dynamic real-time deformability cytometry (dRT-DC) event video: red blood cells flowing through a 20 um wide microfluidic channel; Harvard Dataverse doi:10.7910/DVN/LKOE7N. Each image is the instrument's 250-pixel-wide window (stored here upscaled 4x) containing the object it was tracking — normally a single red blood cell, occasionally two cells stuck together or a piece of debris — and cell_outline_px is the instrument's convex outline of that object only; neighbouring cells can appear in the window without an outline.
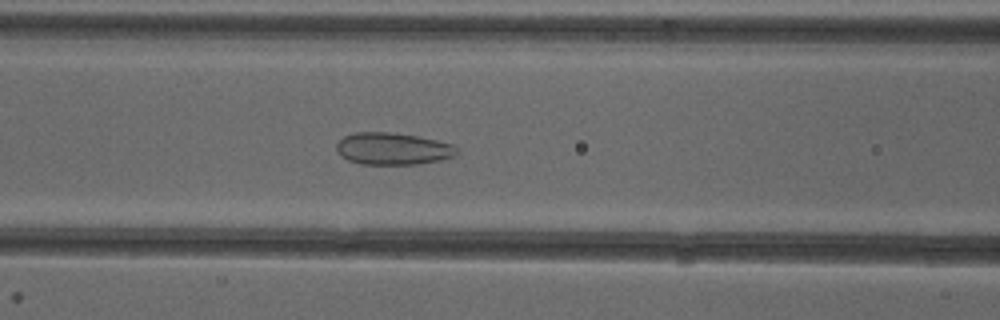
{"species": "common noctule bat (a hibernating species)", "species_latin": "Nyctalus noctula", "temperature_condition": "cold", "stored_images_in_passage": 32, "camera_frame_rate_fps": 3000, "um_per_image_px": 0.085, "animal": {"sex": "female"}, "frame": {"image": 1, "passage_image": 6, "time_ms": 1.667, "image_size_px": [1000, 320], "cell_outline_px": [[460, 152], [456, 156], [440, 160], [420, 164], [360, 164], [348, 160], [340, 156], [336, 148], [336, 144], [344, 136], [356, 132], [392, 132], [420, 136], [452, 144], [460, 148]], "centroid_in_image_um": [33.43, 12.64], "position_along_channel_um": 133.2, "area_um2": 22.83}}
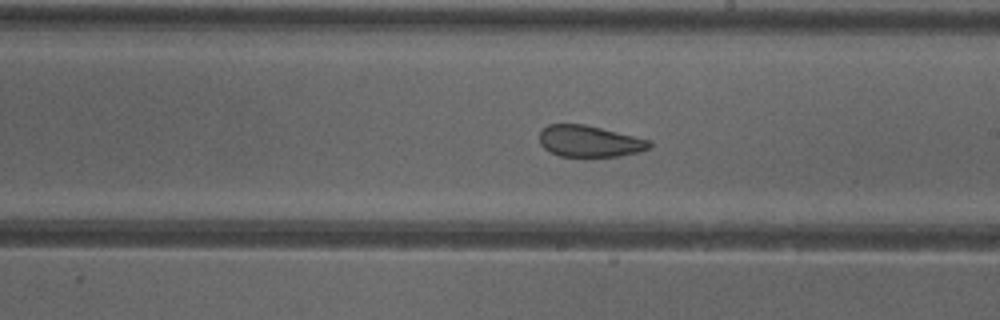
{"frame": {"image": 2, "passage_image": 14, "time_ms": 4.333, "image_size_px": [1000, 320], "cell_outline_px": [[652, 148], [640, 152], [620, 156], [560, 156], [544, 148], [540, 144], [540, 132], [548, 124], [584, 124], [652, 140]], "centroid_in_image_um": [50.16, 12.0], "position_along_channel_um": 238.8, "area_um2": 20.17}}
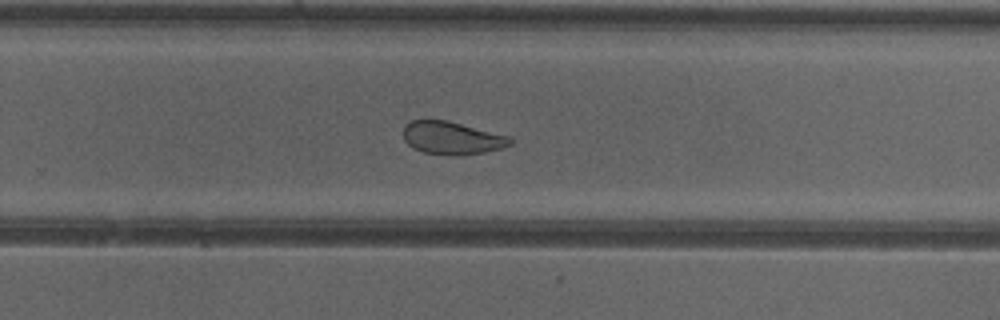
{"frame": {"image": 3, "passage_image": 18, "time_ms": 5.667, "image_size_px": [1000, 320], "cell_outline_px": [[512, 144], [504, 148], [484, 152], [424, 152], [412, 148], [404, 140], [404, 124], [412, 120], [448, 120], [508, 136], [512, 140]], "centroid_in_image_um": [38.39, 11.67], "position_along_channel_um": 291.4, "area_um2": 19.59}, "authors_computed_cell_mechanics": {"area_um2": 21.1837, "velocity_mm_per_s": 3.9641, "shape_relaxation_time_tau1_ms": null, "shape_relaxation_time_tau2_ms": 1.1072, "deformation_change_tau1": null, "deformation_change_tau2": 0.0843}}